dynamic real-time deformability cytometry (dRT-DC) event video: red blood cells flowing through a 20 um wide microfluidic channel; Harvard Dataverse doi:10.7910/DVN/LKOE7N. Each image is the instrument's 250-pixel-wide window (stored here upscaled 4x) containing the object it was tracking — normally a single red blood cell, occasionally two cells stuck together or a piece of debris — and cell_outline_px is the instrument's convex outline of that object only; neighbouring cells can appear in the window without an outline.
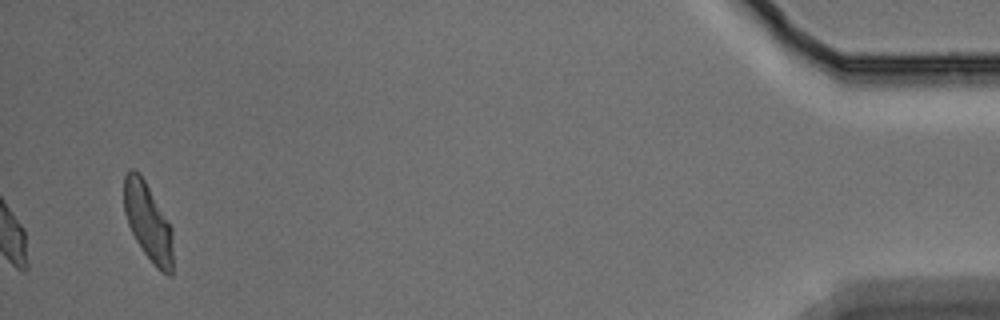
{"species": "Egyptian fruit bat (a non-hibernating species)", "species_latin": "Rousettus aegyptiacus", "temperature_condition": "warm", "stored_images_in_passage": 40, "camera_frame_rate_fps": 3000, "um_per_image_px": 0.085, "animal": {"sex": "male"}, "frame": {"image": 1, "passage_image": 40, "time_ms": 13.0, "image_size_px": [1000, 320], "cell_outline_px": [[172, 276], [168, 276], [160, 272], [152, 264], [136, 240], [128, 224], [124, 212], [124, 176], [132, 168], [140, 172], [172, 228]], "centroid_in_image_um": [12.58, 18.88], "position_along_channel_um": 422.6, "area_um2": 22.14}, "authors_computed_cell_mechanics": {"area_um2": 17.1377, "velocity_mm_per_s": 3.7598, "shape_relaxation_time_tau1_ms": 3.1953, "shape_relaxation_time_tau2_ms": 2.1382, "deformation_change_tau1": 0.105, "deformation_change_tau2": 0.0526}}